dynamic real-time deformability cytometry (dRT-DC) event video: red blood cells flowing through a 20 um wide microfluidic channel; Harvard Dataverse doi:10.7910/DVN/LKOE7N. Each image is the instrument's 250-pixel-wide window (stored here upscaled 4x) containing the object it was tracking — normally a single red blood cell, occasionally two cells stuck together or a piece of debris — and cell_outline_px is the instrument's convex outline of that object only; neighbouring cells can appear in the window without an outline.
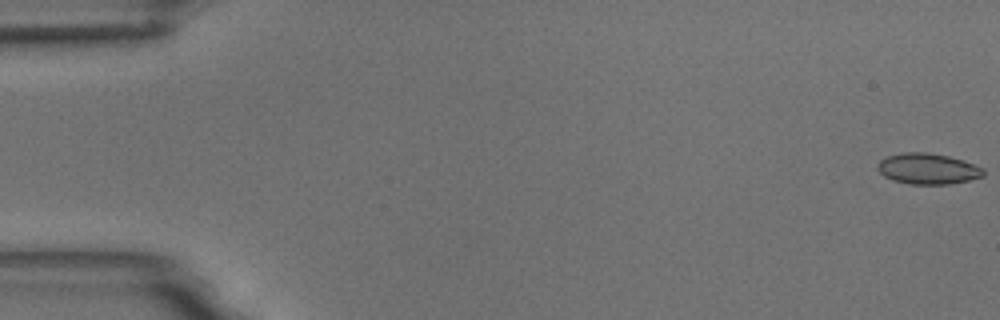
{"species": "common noctule bat (a hibernating species)", "species_latin": "Nyctalus noctula", "temperature_condition": "room temperature", "stored_images_in_passage": 56, "camera_frame_rate_fps": 3000, "um_per_image_px": 0.085, "animal": {"sex": "male", "body_mass_g": 18.8}, "frame": {"image": 1, "passage_image": 1, "time_ms": 0.0, "image_size_px": [1000, 320], "cell_outline_px": [[984, 176], [968, 180], [948, 184], [912, 184], [892, 180], [884, 176], [876, 168], [876, 164], [880, 160], [888, 156], [900, 152], [928, 152], [948, 156], [964, 160], [984, 168]], "centroid_in_image_um": [78.85, 14.33], "position_along_channel_um": 6.2, "area_um2": 19.13}}
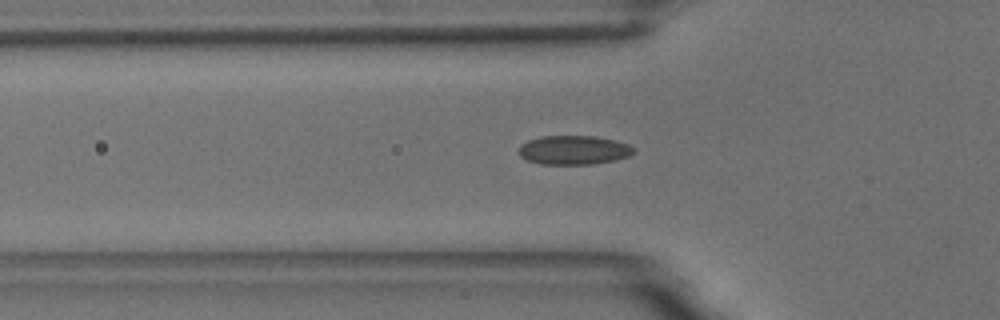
{"frame": {"image": 2, "passage_image": 19, "time_ms": 6.0, "image_size_px": [1000, 320], "cell_outline_px": [[636, 148], [628, 156], [616, 160], [592, 164], [540, 164], [528, 160], [520, 156], [520, 144], [528, 140], [540, 136], [596, 136], [616, 140], [628, 144]], "centroid_in_image_um": [48.78, 12.75], "position_along_channel_um": 77.0, "area_um2": 19.48}}
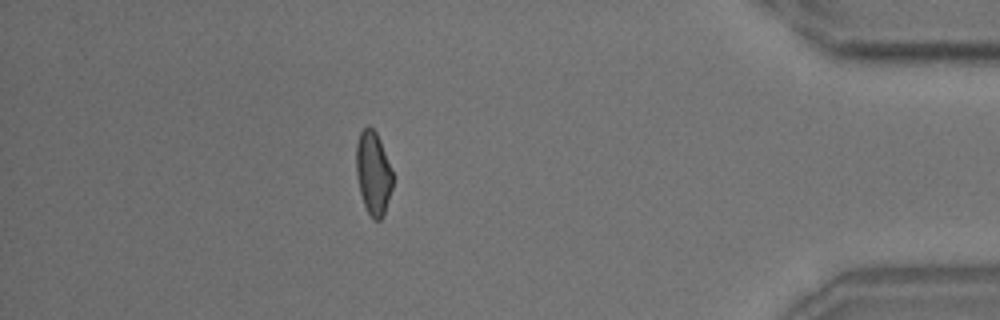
{"frame": {"image": 3, "passage_image": 49, "time_ms": 16.0, "image_size_px": [1000, 320], "cell_outline_px": [[392, 188], [384, 212], [380, 220], [372, 220], [364, 204], [360, 192], [356, 172], [356, 144], [360, 132], [368, 124], [376, 132], [380, 140], [392, 172]], "centroid_in_image_um": [31.71, 14.69], "position_along_channel_um": 403.5, "area_um2": 17.51}, "authors_computed_cell_mechanics": {"area_um2": 18.5249, "velocity_mm_per_s": 3.6915, "shape_relaxation_time_tau1_ms": 9.5689, "shape_relaxation_time_tau2_ms": 1.4351, "deformation_change_tau1": 0.1677, "deformation_change_tau2": 0.0698}}